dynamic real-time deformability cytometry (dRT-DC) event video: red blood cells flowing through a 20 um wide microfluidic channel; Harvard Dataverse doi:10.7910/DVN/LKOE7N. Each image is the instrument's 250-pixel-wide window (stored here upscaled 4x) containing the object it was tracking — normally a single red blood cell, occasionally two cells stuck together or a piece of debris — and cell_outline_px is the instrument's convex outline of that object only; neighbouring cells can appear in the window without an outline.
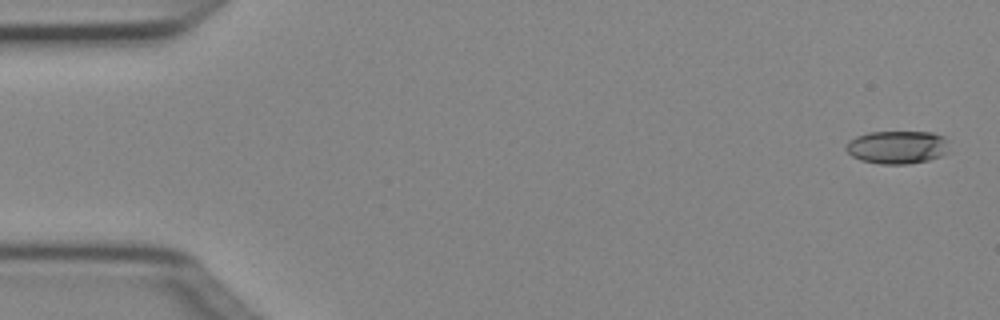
{"species": "Egyptian fruit bat (a non-hibernating species)", "species_latin": "Rousettus aegyptiacus", "temperature_condition": "cold", "stored_images_in_passage": 5, "camera_frame_rate_fps": 3000, "um_per_image_px": 0.085, "animal": {"sex": "female"}, "frame": {"image": 1, "passage_image": 1, "time_ms": 0.0, "image_size_px": [1000, 320], "cell_outline_px": [[948, 152], [940, 156], [928, 160], [908, 164], [880, 164], [860, 160], [852, 156], [844, 148], [848, 140], [856, 136], [868, 132], [932, 132], [944, 136], [948, 140]], "centroid_in_image_um": [76.26, 12.51], "position_along_channel_um": 8.7, "area_um2": 20.11}}
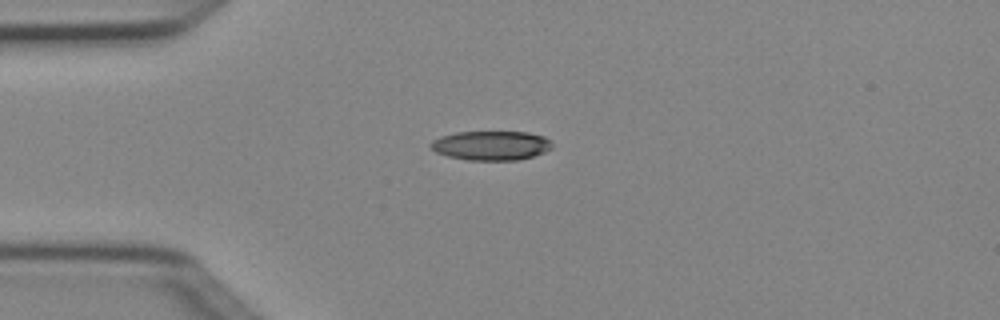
{"frame": {"image": 2, "passage_image": 4, "time_ms": 1.0, "image_size_px": [1000, 320], "cell_outline_px": [[552, 148], [544, 152], [520, 160], [468, 160], [448, 156], [436, 152], [428, 144], [432, 140], [440, 136], [456, 132], [528, 132], [544, 136], [552, 144]], "centroid_in_image_um": [41.73, 12.36], "position_along_channel_um": 43.3, "area_um2": 20.75}}